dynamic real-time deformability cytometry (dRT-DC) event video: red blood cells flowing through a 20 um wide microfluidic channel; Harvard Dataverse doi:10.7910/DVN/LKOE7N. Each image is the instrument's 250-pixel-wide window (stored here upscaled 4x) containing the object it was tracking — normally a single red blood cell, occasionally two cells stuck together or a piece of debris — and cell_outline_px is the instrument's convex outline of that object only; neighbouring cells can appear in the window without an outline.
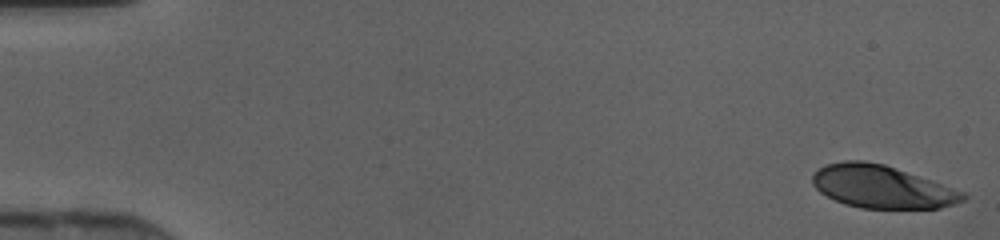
{"species": "human", "species_latin": "Homo sapiens", "temperature_condition": "cold", "stored_images_in_passage": 9, "camera_frame_rate_fps": 3000, "um_per_image_px": 0.085, "donor": {"sex": "female"}, "frame": {"image": 1, "passage_image": 1, "time_ms": 0.0, "image_size_px": [1000, 240], "cell_outline_px": [[968, 196], [964, 200], [956, 204], [940, 208], [860, 208], [844, 204], [820, 192], [812, 184], [812, 176], [820, 168], [828, 164], [844, 160], [864, 160], [884, 164], [964, 192]], "centroid_in_image_um": [74.95, 15.88], "position_along_channel_um": 10.0, "area_um2": 37.17}}